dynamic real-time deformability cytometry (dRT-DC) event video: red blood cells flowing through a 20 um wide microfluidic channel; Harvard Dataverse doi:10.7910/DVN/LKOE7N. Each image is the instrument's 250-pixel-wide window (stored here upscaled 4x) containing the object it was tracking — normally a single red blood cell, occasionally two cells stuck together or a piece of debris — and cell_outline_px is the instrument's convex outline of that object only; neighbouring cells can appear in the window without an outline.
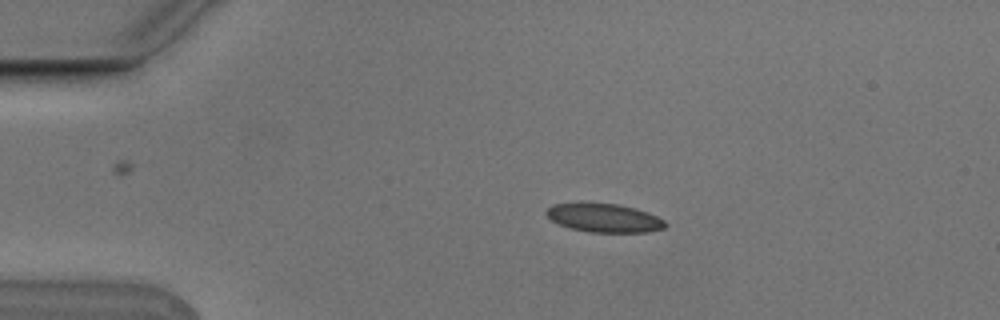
{"species": "Egyptian fruit bat (a non-hibernating species)", "species_latin": "Rousettus aegyptiacus", "temperature_condition": "cold", "stored_images_in_passage": 7, "camera_frame_rate_fps": 3000, "um_per_image_px": 0.085, "animal": {"sex": "male"}, "frame": {"image": 1, "passage_image": 3, "time_ms": 0.667, "image_size_px": [1000, 320], "cell_outline_px": [[668, 224], [664, 228], [648, 232], [588, 232], [568, 228], [552, 220], [544, 212], [552, 204], [616, 204], [636, 208], [648, 212], [664, 220]], "centroid_in_image_um": [51.38, 18.54], "position_along_channel_um": 33.6, "area_um2": 19.59}}
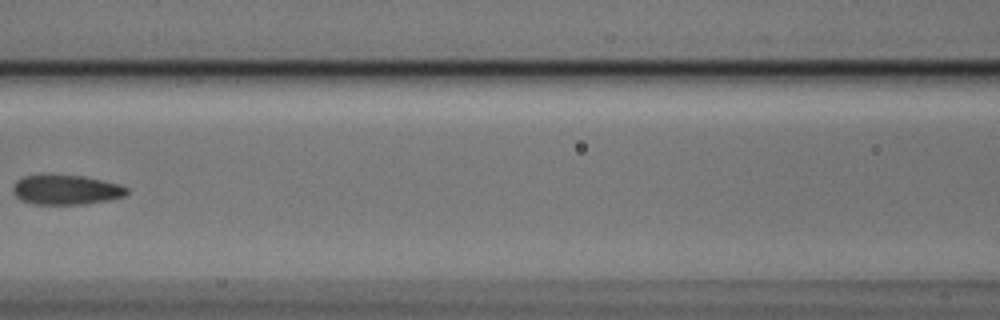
{"frame": {"image": 2, "passage_image": 7, "time_ms": 2.0, "image_size_px": [1000, 320], "cell_outline_px": [[128, 192], [124, 196], [108, 200], [84, 204], [32, 204], [20, 200], [12, 192], [12, 184], [16, 180], [24, 176], [48, 172], [84, 176], [120, 184], [128, 188]], "centroid_in_image_um": [5.55, 16.09], "position_along_channel_um": 161.1, "area_um2": 20.46}}